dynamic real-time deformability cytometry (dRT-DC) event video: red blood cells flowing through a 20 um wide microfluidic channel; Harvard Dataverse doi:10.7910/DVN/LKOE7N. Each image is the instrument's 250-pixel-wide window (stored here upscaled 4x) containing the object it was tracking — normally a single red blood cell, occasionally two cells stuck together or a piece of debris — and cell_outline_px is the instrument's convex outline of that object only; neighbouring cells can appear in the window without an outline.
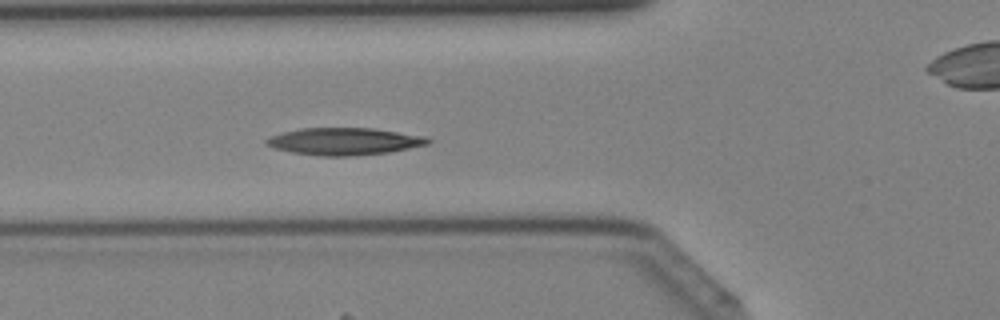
{"species": "Egyptian fruit bat (a non-hibernating species)", "species_latin": "Rousettus aegyptiacus", "temperature_condition": "cold", "stored_images_in_passage": 43, "camera_frame_rate_fps": 3000, "um_per_image_px": 0.085, "animal": {"sex": "female"}, "frame": {"image": 1, "passage_image": 15, "time_ms": 4.667, "image_size_px": [1000, 320], "cell_outline_px": [[432, 140], [428, 144], [388, 152], [352, 156], [320, 156], [292, 152], [276, 148], [264, 144], [264, 140], [272, 136], [284, 132], [300, 128], [372, 128], [424, 136]], "centroid_in_image_um": [29.24, 12.02], "position_along_channel_um": 96.6, "area_um2": 25.37}}
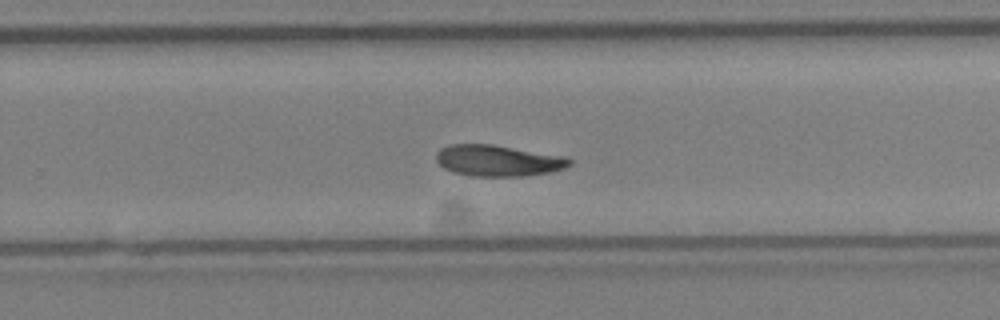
{"frame": {"image": 2, "passage_image": 27, "time_ms": 8.667, "image_size_px": [1000, 320], "cell_outline_px": [[572, 164], [564, 168], [552, 172], [524, 176], [472, 176], [452, 172], [444, 168], [436, 160], [436, 152], [440, 148], [452, 144], [492, 144], [564, 156], [572, 160]], "centroid_in_image_um": [42.33, 13.65], "position_along_channel_um": 287.5, "area_um2": 24.33}}
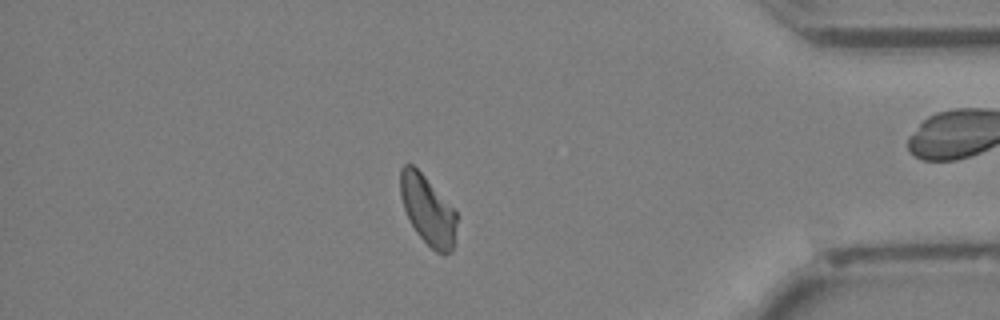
{"frame": {"image": 3, "passage_image": 36, "time_ms": 11.667, "image_size_px": [1000, 320], "cell_outline_px": [[456, 224], [452, 252], [436, 252], [416, 232], [404, 208], [400, 196], [400, 168], [404, 164], [412, 164], [424, 176], [456, 212]], "centroid_in_image_um": [36.33, 17.84], "position_along_channel_um": 398.9, "area_um2": 22.02}}